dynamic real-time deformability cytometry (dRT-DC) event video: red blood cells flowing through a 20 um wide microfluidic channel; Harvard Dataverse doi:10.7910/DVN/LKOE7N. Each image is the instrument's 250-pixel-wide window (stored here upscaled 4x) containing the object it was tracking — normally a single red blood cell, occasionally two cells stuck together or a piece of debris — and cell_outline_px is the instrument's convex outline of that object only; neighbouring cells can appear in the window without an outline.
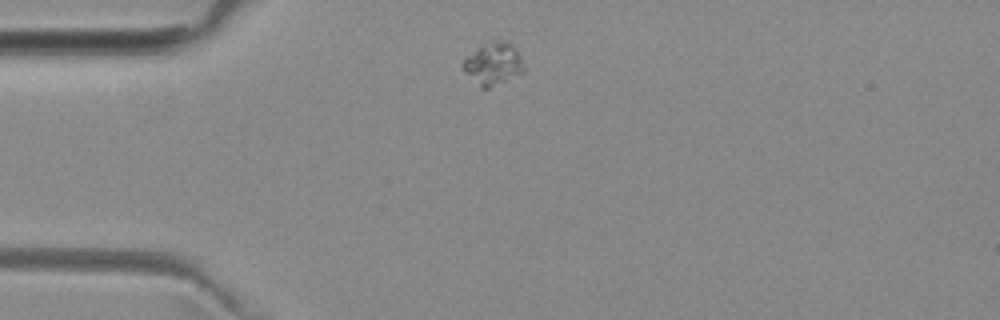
{"species": "common noctule bat (a hibernating species)", "species_latin": "Nyctalus noctula", "temperature_condition": "room temperature", "stored_images_in_passage": 3, "camera_frame_rate_fps": 3000, "um_per_image_px": 0.085, "animal": {"sex": "female", "body_mass_g": 29.2, "forearm_length_mm": 56.3}, "frame": {"image": 1, "passage_image": 1, "time_ms": 0.0, "image_size_px": [1000, 320], "cell_outline_px": [[524, 72], [488, 88], [480, 88], [464, 72], [460, 64], [480, 44], [492, 40], [508, 40], [512, 44], [520, 56], [524, 68]], "centroid_in_image_um": [41.89, 5.39], "position_along_channel_um": 43.1, "area_um2": 15.14}}
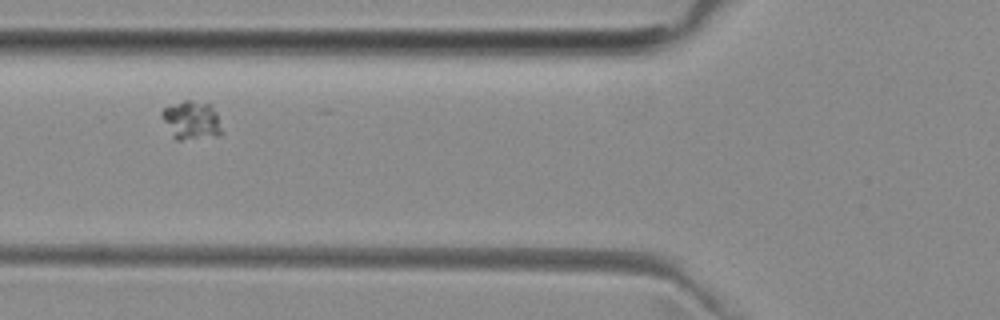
{"frame": {"image": 2, "passage_image": 3, "time_ms": 2.333, "image_size_px": [1000, 320], "cell_outline_px": [[220, 136], [180, 140], [176, 140], [172, 136], [160, 116], [160, 112], [164, 108], [184, 100], [192, 100], [212, 104], [216, 112], [220, 128]], "centroid_in_image_um": [16.24, 10.22], "position_along_channel_um": 109.6, "area_um2": 13.53}}